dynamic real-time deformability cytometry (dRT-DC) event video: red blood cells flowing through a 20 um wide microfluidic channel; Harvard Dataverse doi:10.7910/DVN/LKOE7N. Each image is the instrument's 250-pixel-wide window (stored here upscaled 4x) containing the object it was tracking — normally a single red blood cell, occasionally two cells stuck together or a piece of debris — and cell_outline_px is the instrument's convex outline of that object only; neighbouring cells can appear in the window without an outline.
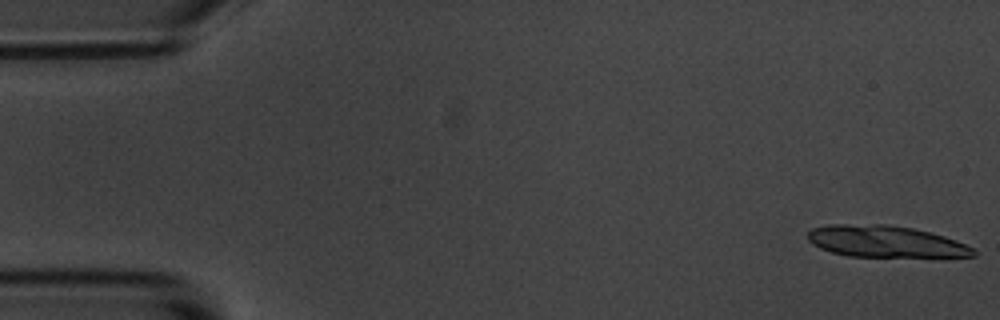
{"species": "common noctule bat (a hibernating species)", "species_latin": "Nyctalus noctula", "temperature_condition": "room temperature", "stored_images_in_passage": 14, "camera_frame_rate_fps": 3000, "um_per_image_px": 0.085, "animal": {"sex": "male", "body_mass_g": 20.1, "forearm_length_mm": 53.5}, "frame": {"image": 1, "passage_image": 1, "time_ms": 0.0, "image_size_px": [1000, 320], "cell_outline_px": [[976, 256], [848, 256], [832, 252], [820, 248], [812, 244], [808, 240], [808, 232], [812, 228], [828, 224], [888, 224], [912, 228], [932, 232], [956, 240], [972, 248], [976, 252]], "centroid_in_image_um": [75.22, 20.51], "position_along_channel_um": 9.8, "area_um2": 30.35}}